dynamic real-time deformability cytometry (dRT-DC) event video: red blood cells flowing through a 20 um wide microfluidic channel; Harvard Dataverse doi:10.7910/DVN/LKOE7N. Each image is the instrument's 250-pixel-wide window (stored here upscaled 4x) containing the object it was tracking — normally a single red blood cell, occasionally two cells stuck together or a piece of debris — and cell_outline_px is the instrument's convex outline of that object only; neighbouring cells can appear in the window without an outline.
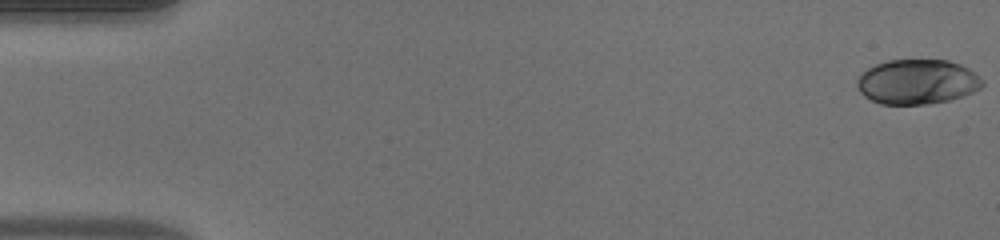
{"species": "human", "species_latin": "Homo sapiens", "temperature_condition": "warm", "stored_images_in_passage": 50, "camera_frame_rate_fps": 3000, "um_per_image_px": 0.085, "donor": {"sex": "male"}, "frame": {"image": 1, "passage_image": 1, "time_ms": 0.0, "image_size_px": [1000, 240], "cell_outline_px": [[984, 84], [980, 88], [972, 92], [948, 100], [928, 104], [880, 104], [864, 96], [856, 88], [856, 80], [868, 68], [876, 64], [888, 60], [948, 60], [960, 64], [968, 68], [984, 80]], "centroid_in_image_um": [77.95, 6.95], "position_along_channel_um": 7.0, "area_um2": 32.66}}
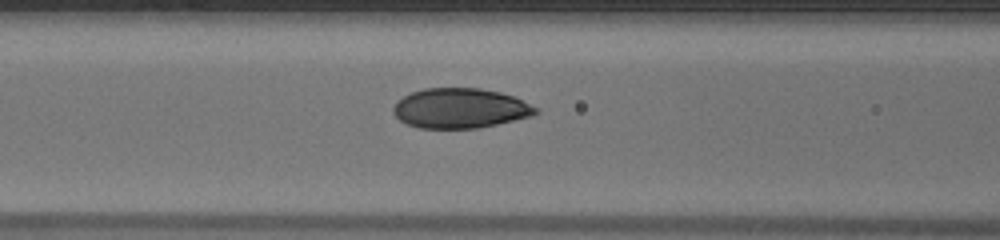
{"frame": {"image": 2, "passage_image": 21, "time_ms": 6.667, "image_size_px": [1000, 240], "cell_outline_px": [[540, 112], [532, 116], [480, 128], [420, 128], [408, 124], [400, 120], [392, 112], [392, 108], [396, 100], [412, 92], [424, 88], [480, 88], [500, 92], [512, 96], [540, 108]], "centroid_in_image_um": [39.12, 9.2], "position_along_channel_um": 127.5, "area_um2": 33.29}}
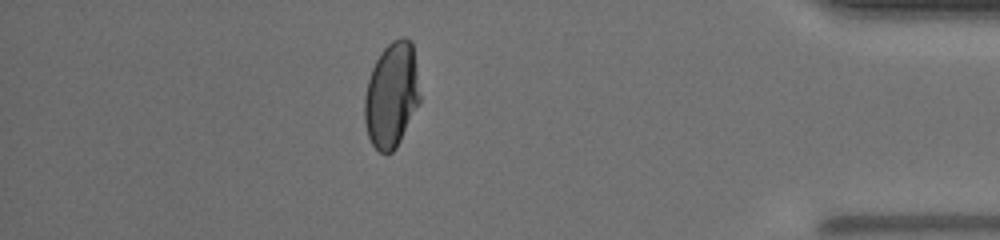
{"frame": {"image": 3, "passage_image": 44, "time_ms": 14.333, "image_size_px": [1000, 240], "cell_outline_px": [[420, 100], [396, 148], [392, 152], [380, 152], [372, 144], [368, 136], [364, 120], [364, 96], [368, 80], [372, 68], [380, 52], [392, 40], [400, 36], [404, 36], [412, 40], [420, 96]], "centroid_in_image_um": [33.27, 8.04], "position_along_channel_um": 401.9, "area_um2": 33.81}, "authors_computed_cell_mechanics": {"area_um2": 33.8997, "velocity_mm_per_s": 4.1038, "shape_relaxation_time_tau1_ms": 4.62, "shape_relaxation_time_tau2_ms": null, "deformation_change_tau1": 0.208, "deformation_change_tau2": null}}